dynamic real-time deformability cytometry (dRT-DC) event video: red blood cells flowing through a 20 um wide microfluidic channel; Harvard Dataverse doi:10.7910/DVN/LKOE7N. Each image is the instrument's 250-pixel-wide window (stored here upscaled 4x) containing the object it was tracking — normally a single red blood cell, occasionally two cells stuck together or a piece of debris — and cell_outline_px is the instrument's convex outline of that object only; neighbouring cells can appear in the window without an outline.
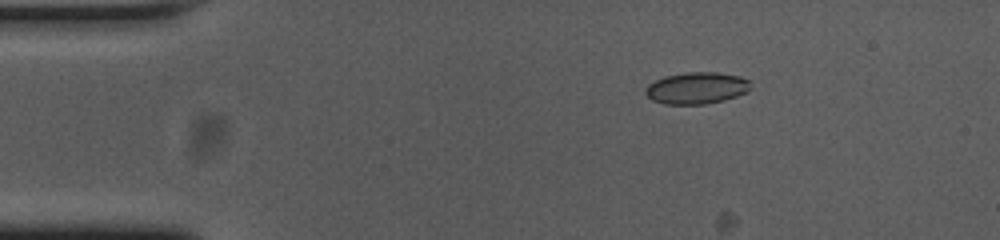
{"species": "common noctule bat (a hibernating species)", "species_latin": "Nyctalus noctula", "temperature_condition": "cold", "stored_images_in_passage": 17, "camera_frame_rate_fps": 3000, "um_per_image_px": 0.085, "animal": {"sex": "female", "body_mass_g": 23.0, "forearm_length_mm": 53.4}, "frame": {"image": 1, "passage_image": 1, "time_ms": 0.0, "image_size_px": [1000, 240], "cell_outline_px": [[752, 88], [748, 92], [724, 100], [704, 104], [664, 104], [652, 100], [644, 92], [648, 84], [664, 76], [688, 72], [716, 72], [740, 76], [752, 80]], "centroid_in_image_um": [59.26, 7.48], "position_along_channel_um": 25.7, "area_um2": 19.65}}